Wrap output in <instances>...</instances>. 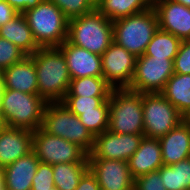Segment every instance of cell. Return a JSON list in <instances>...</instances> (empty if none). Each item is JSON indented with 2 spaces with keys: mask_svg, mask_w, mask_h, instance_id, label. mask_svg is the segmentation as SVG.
I'll return each instance as SVG.
<instances>
[{
  "mask_svg": "<svg viewBox=\"0 0 190 190\" xmlns=\"http://www.w3.org/2000/svg\"><path fill=\"white\" fill-rule=\"evenodd\" d=\"M30 57L36 67L38 95L46 103L62 102L71 81L62 51L58 47H40Z\"/></svg>",
  "mask_w": 190,
  "mask_h": 190,
  "instance_id": "1",
  "label": "cell"
},
{
  "mask_svg": "<svg viewBox=\"0 0 190 190\" xmlns=\"http://www.w3.org/2000/svg\"><path fill=\"white\" fill-rule=\"evenodd\" d=\"M67 40L101 56L113 43L112 21L95 8L88 14L68 20Z\"/></svg>",
  "mask_w": 190,
  "mask_h": 190,
  "instance_id": "2",
  "label": "cell"
},
{
  "mask_svg": "<svg viewBox=\"0 0 190 190\" xmlns=\"http://www.w3.org/2000/svg\"><path fill=\"white\" fill-rule=\"evenodd\" d=\"M39 47H58L68 38V19L50 0H42L24 13Z\"/></svg>",
  "mask_w": 190,
  "mask_h": 190,
  "instance_id": "3",
  "label": "cell"
},
{
  "mask_svg": "<svg viewBox=\"0 0 190 190\" xmlns=\"http://www.w3.org/2000/svg\"><path fill=\"white\" fill-rule=\"evenodd\" d=\"M113 41L136 57L142 56L154 33L159 29L153 6L143 12L112 22Z\"/></svg>",
  "mask_w": 190,
  "mask_h": 190,
  "instance_id": "4",
  "label": "cell"
},
{
  "mask_svg": "<svg viewBox=\"0 0 190 190\" xmlns=\"http://www.w3.org/2000/svg\"><path fill=\"white\" fill-rule=\"evenodd\" d=\"M109 132L114 134H143L142 93L112 89L109 97Z\"/></svg>",
  "mask_w": 190,
  "mask_h": 190,
  "instance_id": "5",
  "label": "cell"
},
{
  "mask_svg": "<svg viewBox=\"0 0 190 190\" xmlns=\"http://www.w3.org/2000/svg\"><path fill=\"white\" fill-rule=\"evenodd\" d=\"M46 104L38 94L5 88L1 119L6 126L35 131L42 126Z\"/></svg>",
  "mask_w": 190,
  "mask_h": 190,
  "instance_id": "6",
  "label": "cell"
},
{
  "mask_svg": "<svg viewBox=\"0 0 190 190\" xmlns=\"http://www.w3.org/2000/svg\"><path fill=\"white\" fill-rule=\"evenodd\" d=\"M41 128L80 146L87 154L93 149L95 137L62 102L46 104Z\"/></svg>",
  "mask_w": 190,
  "mask_h": 190,
  "instance_id": "7",
  "label": "cell"
},
{
  "mask_svg": "<svg viewBox=\"0 0 190 190\" xmlns=\"http://www.w3.org/2000/svg\"><path fill=\"white\" fill-rule=\"evenodd\" d=\"M144 136L160 138L180 122L183 115L161 93H142Z\"/></svg>",
  "mask_w": 190,
  "mask_h": 190,
  "instance_id": "8",
  "label": "cell"
},
{
  "mask_svg": "<svg viewBox=\"0 0 190 190\" xmlns=\"http://www.w3.org/2000/svg\"><path fill=\"white\" fill-rule=\"evenodd\" d=\"M32 151L44 164L88 163V154L80 146L42 128L33 131Z\"/></svg>",
  "mask_w": 190,
  "mask_h": 190,
  "instance_id": "9",
  "label": "cell"
},
{
  "mask_svg": "<svg viewBox=\"0 0 190 190\" xmlns=\"http://www.w3.org/2000/svg\"><path fill=\"white\" fill-rule=\"evenodd\" d=\"M173 61L167 58L139 56L129 90L140 93H161L174 74Z\"/></svg>",
  "mask_w": 190,
  "mask_h": 190,
  "instance_id": "10",
  "label": "cell"
},
{
  "mask_svg": "<svg viewBox=\"0 0 190 190\" xmlns=\"http://www.w3.org/2000/svg\"><path fill=\"white\" fill-rule=\"evenodd\" d=\"M103 78L113 89L129 88L137 57L114 41L101 55Z\"/></svg>",
  "mask_w": 190,
  "mask_h": 190,
  "instance_id": "11",
  "label": "cell"
},
{
  "mask_svg": "<svg viewBox=\"0 0 190 190\" xmlns=\"http://www.w3.org/2000/svg\"><path fill=\"white\" fill-rule=\"evenodd\" d=\"M144 134H114L108 130L95 136L88 158L128 161L138 149Z\"/></svg>",
  "mask_w": 190,
  "mask_h": 190,
  "instance_id": "12",
  "label": "cell"
},
{
  "mask_svg": "<svg viewBox=\"0 0 190 190\" xmlns=\"http://www.w3.org/2000/svg\"><path fill=\"white\" fill-rule=\"evenodd\" d=\"M88 169L98 181L100 190H129L134 187L127 161L88 158Z\"/></svg>",
  "mask_w": 190,
  "mask_h": 190,
  "instance_id": "13",
  "label": "cell"
},
{
  "mask_svg": "<svg viewBox=\"0 0 190 190\" xmlns=\"http://www.w3.org/2000/svg\"><path fill=\"white\" fill-rule=\"evenodd\" d=\"M159 29L169 32L181 41L190 40V8L171 0H157L153 5Z\"/></svg>",
  "mask_w": 190,
  "mask_h": 190,
  "instance_id": "14",
  "label": "cell"
},
{
  "mask_svg": "<svg viewBox=\"0 0 190 190\" xmlns=\"http://www.w3.org/2000/svg\"><path fill=\"white\" fill-rule=\"evenodd\" d=\"M58 48L62 51L71 79L86 76L103 77L101 56L64 41Z\"/></svg>",
  "mask_w": 190,
  "mask_h": 190,
  "instance_id": "15",
  "label": "cell"
},
{
  "mask_svg": "<svg viewBox=\"0 0 190 190\" xmlns=\"http://www.w3.org/2000/svg\"><path fill=\"white\" fill-rule=\"evenodd\" d=\"M33 131L4 125L0 129V167H6L32 151Z\"/></svg>",
  "mask_w": 190,
  "mask_h": 190,
  "instance_id": "16",
  "label": "cell"
},
{
  "mask_svg": "<svg viewBox=\"0 0 190 190\" xmlns=\"http://www.w3.org/2000/svg\"><path fill=\"white\" fill-rule=\"evenodd\" d=\"M163 165L190 158V124L184 121L159 138Z\"/></svg>",
  "mask_w": 190,
  "mask_h": 190,
  "instance_id": "17",
  "label": "cell"
},
{
  "mask_svg": "<svg viewBox=\"0 0 190 190\" xmlns=\"http://www.w3.org/2000/svg\"><path fill=\"white\" fill-rule=\"evenodd\" d=\"M127 162L134 180L152 171H157L163 166L159 139L144 136L138 149Z\"/></svg>",
  "mask_w": 190,
  "mask_h": 190,
  "instance_id": "18",
  "label": "cell"
},
{
  "mask_svg": "<svg viewBox=\"0 0 190 190\" xmlns=\"http://www.w3.org/2000/svg\"><path fill=\"white\" fill-rule=\"evenodd\" d=\"M4 87L29 94H38L34 60L26 56L22 61L3 70Z\"/></svg>",
  "mask_w": 190,
  "mask_h": 190,
  "instance_id": "19",
  "label": "cell"
},
{
  "mask_svg": "<svg viewBox=\"0 0 190 190\" xmlns=\"http://www.w3.org/2000/svg\"><path fill=\"white\" fill-rule=\"evenodd\" d=\"M40 161L33 151L3 168L6 190H31Z\"/></svg>",
  "mask_w": 190,
  "mask_h": 190,
  "instance_id": "20",
  "label": "cell"
},
{
  "mask_svg": "<svg viewBox=\"0 0 190 190\" xmlns=\"http://www.w3.org/2000/svg\"><path fill=\"white\" fill-rule=\"evenodd\" d=\"M0 37L9 40L27 56L32 55L40 48L33 38L32 31L23 13H18L0 26Z\"/></svg>",
  "mask_w": 190,
  "mask_h": 190,
  "instance_id": "21",
  "label": "cell"
},
{
  "mask_svg": "<svg viewBox=\"0 0 190 190\" xmlns=\"http://www.w3.org/2000/svg\"><path fill=\"white\" fill-rule=\"evenodd\" d=\"M147 0H97L95 8L112 22L150 9Z\"/></svg>",
  "mask_w": 190,
  "mask_h": 190,
  "instance_id": "22",
  "label": "cell"
},
{
  "mask_svg": "<svg viewBox=\"0 0 190 190\" xmlns=\"http://www.w3.org/2000/svg\"><path fill=\"white\" fill-rule=\"evenodd\" d=\"M161 94L184 115L190 108V74L174 73Z\"/></svg>",
  "mask_w": 190,
  "mask_h": 190,
  "instance_id": "23",
  "label": "cell"
},
{
  "mask_svg": "<svg viewBox=\"0 0 190 190\" xmlns=\"http://www.w3.org/2000/svg\"><path fill=\"white\" fill-rule=\"evenodd\" d=\"M112 89L103 77L86 76L71 79L65 96L110 97Z\"/></svg>",
  "mask_w": 190,
  "mask_h": 190,
  "instance_id": "24",
  "label": "cell"
},
{
  "mask_svg": "<svg viewBox=\"0 0 190 190\" xmlns=\"http://www.w3.org/2000/svg\"><path fill=\"white\" fill-rule=\"evenodd\" d=\"M158 171L166 190H190V158L172 165H163Z\"/></svg>",
  "mask_w": 190,
  "mask_h": 190,
  "instance_id": "25",
  "label": "cell"
},
{
  "mask_svg": "<svg viewBox=\"0 0 190 190\" xmlns=\"http://www.w3.org/2000/svg\"><path fill=\"white\" fill-rule=\"evenodd\" d=\"M88 163H59L53 165L54 185L59 190H75L88 171Z\"/></svg>",
  "mask_w": 190,
  "mask_h": 190,
  "instance_id": "26",
  "label": "cell"
},
{
  "mask_svg": "<svg viewBox=\"0 0 190 190\" xmlns=\"http://www.w3.org/2000/svg\"><path fill=\"white\" fill-rule=\"evenodd\" d=\"M181 40L169 32L158 29L148 43L143 55L174 60Z\"/></svg>",
  "mask_w": 190,
  "mask_h": 190,
  "instance_id": "27",
  "label": "cell"
},
{
  "mask_svg": "<svg viewBox=\"0 0 190 190\" xmlns=\"http://www.w3.org/2000/svg\"><path fill=\"white\" fill-rule=\"evenodd\" d=\"M79 120L95 137L108 129L109 99L94 110L80 111Z\"/></svg>",
  "mask_w": 190,
  "mask_h": 190,
  "instance_id": "28",
  "label": "cell"
},
{
  "mask_svg": "<svg viewBox=\"0 0 190 190\" xmlns=\"http://www.w3.org/2000/svg\"><path fill=\"white\" fill-rule=\"evenodd\" d=\"M70 20L88 14L95 9L94 0H50Z\"/></svg>",
  "mask_w": 190,
  "mask_h": 190,
  "instance_id": "29",
  "label": "cell"
},
{
  "mask_svg": "<svg viewBox=\"0 0 190 190\" xmlns=\"http://www.w3.org/2000/svg\"><path fill=\"white\" fill-rule=\"evenodd\" d=\"M109 97H82V96H65L62 103L76 116L80 111L94 110L101 106Z\"/></svg>",
  "mask_w": 190,
  "mask_h": 190,
  "instance_id": "30",
  "label": "cell"
},
{
  "mask_svg": "<svg viewBox=\"0 0 190 190\" xmlns=\"http://www.w3.org/2000/svg\"><path fill=\"white\" fill-rule=\"evenodd\" d=\"M27 55L9 40L0 37V69L22 61Z\"/></svg>",
  "mask_w": 190,
  "mask_h": 190,
  "instance_id": "31",
  "label": "cell"
},
{
  "mask_svg": "<svg viewBox=\"0 0 190 190\" xmlns=\"http://www.w3.org/2000/svg\"><path fill=\"white\" fill-rule=\"evenodd\" d=\"M55 187L53 179V165L39 163L37 172L32 180L31 190H51Z\"/></svg>",
  "mask_w": 190,
  "mask_h": 190,
  "instance_id": "32",
  "label": "cell"
},
{
  "mask_svg": "<svg viewBox=\"0 0 190 190\" xmlns=\"http://www.w3.org/2000/svg\"><path fill=\"white\" fill-rule=\"evenodd\" d=\"M173 67L174 73L190 74V40L181 41Z\"/></svg>",
  "mask_w": 190,
  "mask_h": 190,
  "instance_id": "33",
  "label": "cell"
},
{
  "mask_svg": "<svg viewBox=\"0 0 190 190\" xmlns=\"http://www.w3.org/2000/svg\"><path fill=\"white\" fill-rule=\"evenodd\" d=\"M134 187L136 190H166L158 170L135 179Z\"/></svg>",
  "mask_w": 190,
  "mask_h": 190,
  "instance_id": "34",
  "label": "cell"
},
{
  "mask_svg": "<svg viewBox=\"0 0 190 190\" xmlns=\"http://www.w3.org/2000/svg\"><path fill=\"white\" fill-rule=\"evenodd\" d=\"M75 190H100V186L95 176L88 170L80 179Z\"/></svg>",
  "mask_w": 190,
  "mask_h": 190,
  "instance_id": "35",
  "label": "cell"
},
{
  "mask_svg": "<svg viewBox=\"0 0 190 190\" xmlns=\"http://www.w3.org/2000/svg\"><path fill=\"white\" fill-rule=\"evenodd\" d=\"M18 12L6 1H0V26L11 20Z\"/></svg>",
  "mask_w": 190,
  "mask_h": 190,
  "instance_id": "36",
  "label": "cell"
},
{
  "mask_svg": "<svg viewBox=\"0 0 190 190\" xmlns=\"http://www.w3.org/2000/svg\"><path fill=\"white\" fill-rule=\"evenodd\" d=\"M18 13L37 6L42 0H6Z\"/></svg>",
  "mask_w": 190,
  "mask_h": 190,
  "instance_id": "37",
  "label": "cell"
},
{
  "mask_svg": "<svg viewBox=\"0 0 190 190\" xmlns=\"http://www.w3.org/2000/svg\"><path fill=\"white\" fill-rule=\"evenodd\" d=\"M0 190H6L3 167H0Z\"/></svg>",
  "mask_w": 190,
  "mask_h": 190,
  "instance_id": "38",
  "label": "cell"
},
{
  "mask_svg": "<svg viewBox=\"0 0 190 190\" xmlns=\"http://www.w3.org/2000/svg\"><path fill=\"white\" fill-rule=\"evenodd\" d=\"M5 91L4 82L0 80V108H2V97Z\"/></svg>",
  "mask_w": 190,
  "mask_h": 190,
  "instance_id": "39",
  "label": "cell"
},
{
  "mask_svg": "<svg viewBox=\"0 0 190 190\" xmlns=\"http://www.w3.org/2000/svg\"><path fill=\"white\" fill-rule=\"evenodd\" d=\"M171 1L180 3V4L190 8V0H171Z\"/></svg>",
  "mask_w": 190,
  "mask_h": 190,
  "instance_id": "40",
  "label": "cell"
},
{
  "mask_svg": "<svg viewBox=\"0 0 190 190\" xmlns=\"http://www.w3.org/2000/svg\"><path fill=\"white\" fill-rule=\"evenodd\" d=\"M183 121L190 124V108L183 115Z\"/></svg>",
  "mask_w": 190,
  "mask_h": 190,
  "instance_id": "41",
  "label": "cell"
},
{
  "mask_svg": "<svg viewBox=\"0 0 190 190\" xmlns=\"http://www.w3.org/2000/svg\"><path fill=\"white\" fill-rule=\"evenodd\" d=\"M4 126V123L1 119V108H0V129Z\"/></svg>",
  "mask_w": 190,
  "mask_h": 190,
  "instance_id": "42",
  "label": "cell"
},
{
  "mask_svg": "<svg viewBox=\"0 0 190 190\" xmlns=\"http://www.w3.org/2000/svg\"><path fill=\"white\" fill-rule=\"evenodd\" d=\"M147 1L153 6L157 0H147Z\"/></svg>",
  "mask_w": 190,
  "mask_h": 190,
  "instance_id": "43",
  "label": "cell"
},
{
  "mask_svg": "<svg viewBox=\"0 0 190 190\" xmlns=\"http://www.w3.org/2000/svg\"><path fill=\"white\" fill-rule=\"evenodd\" d=\"M2 75H3V71L0 69V80H3Z\"/></svg>",
  "mask_w": 190,
  "mask_h": 190,
  "instance_id": "44",
  "label": "cell"
},
{
  "mask_svg": "<svg viewBox=\"0 0 190 190\" xmlns=\"http://www.w3.org/2000/svg\"><path fill=\"white\" fill-rule=\"evenodd\" d=\"M51 190H59L58 188H56V187H53V188H51Z\"/></svg>",
  "mask_w": 190,
  "mask_h": 190,
  "instance_id": "45",
  "label": "cell"
}]
</instances>
